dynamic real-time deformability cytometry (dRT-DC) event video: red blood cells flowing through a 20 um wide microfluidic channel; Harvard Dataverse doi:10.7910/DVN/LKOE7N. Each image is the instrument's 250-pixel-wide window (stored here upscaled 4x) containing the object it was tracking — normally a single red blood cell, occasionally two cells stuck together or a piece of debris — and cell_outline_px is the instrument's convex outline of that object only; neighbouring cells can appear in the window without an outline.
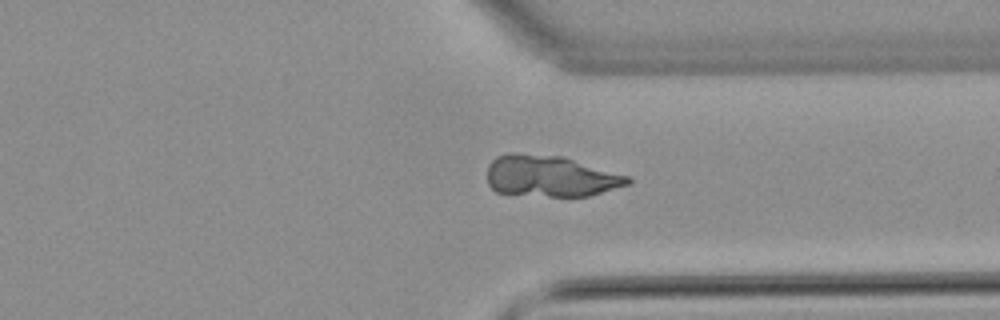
{"species": "common noctule bat (a hibernating species)", "species_latin": "Nyctalus noctula", "temperature_condition": "warm", "stored_images_in_passage": 54, "camera_frame_rate_fps": 3000, "um_per_image_px": 0.085, "animal": {"sex": "male", "body_mass_g": 21.5, "forearm_length_mm": 52.0}, "frame": {"image": 1, "passage_image": 41, "time_ms": 13.333, "image_size_px": [1000, 320], "cell_outline_px": [[632, 184], [588, 196], [548, 196], [496, 192], [488, 184], [488, 164], [496, 156], [508, 152], [512, 152], [564, 156], [632, 176]], "centroid_in_image_um": [46.84, 14.95], "position_along_channel_um": 364.6, "area_um2": 34.39}}
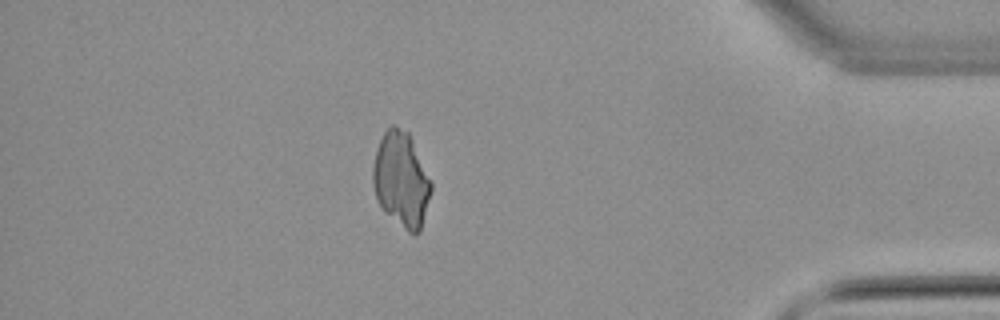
{"frame": {"image": 2, "passage_image": 47, "time_ms": 15.333, "image_size_px": [1000, 320], "cell_outline_px": [[432, 192], [420, 232], [416, 236], [408, 232], [384, 212], [376, 200], [372, 184], [372, 168], [376, 152], [380, 140], [384, 132], [392, 124], [396, 124], [408, 132], [432, 180]], "centroid_in_image_um": [34.11, 15.29], "position_along_channel_um": 401.1, "area_um2": 32.71}}